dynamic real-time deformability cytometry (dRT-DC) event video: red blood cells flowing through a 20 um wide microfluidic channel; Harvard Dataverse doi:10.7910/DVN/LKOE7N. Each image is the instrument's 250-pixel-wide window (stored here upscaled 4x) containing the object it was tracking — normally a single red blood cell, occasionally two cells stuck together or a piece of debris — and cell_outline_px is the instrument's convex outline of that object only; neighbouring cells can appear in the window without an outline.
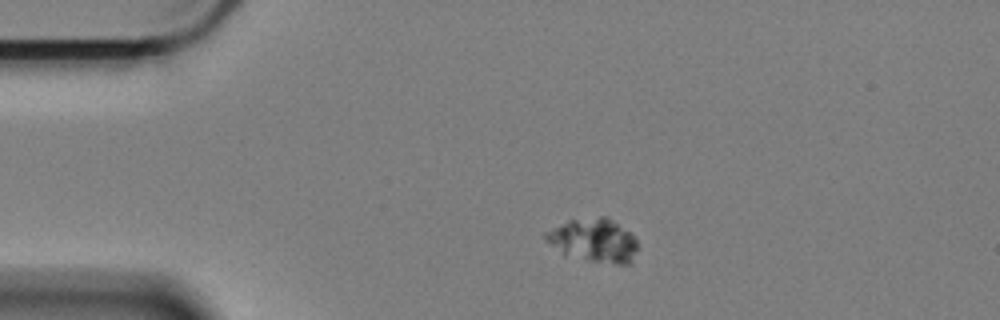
{"species": "Egyptian fruit bat (a non-hibernating species)", "species_latin": "Rousettus aegyptiacus", "temperature_condition": "cold", "stored_images_in_passage": 56, "camera_frame_rate_fps": 3000, "um_per_image_px": 0.085, "animal": {"sex": "female"}, "frame": {"image": 1, "passage_image": 8, "time_ms": 2.333, "image_size_px": [1000, 320], "cell_outline_px": [[640, 248], [632, 264], [616, 264], [588, 260], [564, 256], [544, 240], [544, 232], [568, 220], [600, 216], [608, 216], [628, 232], [636, 240]], "centroid_in_image_um": [50.47, 20.45], "position_along_channel_um": 34.5, "area_um2": 23.76}}
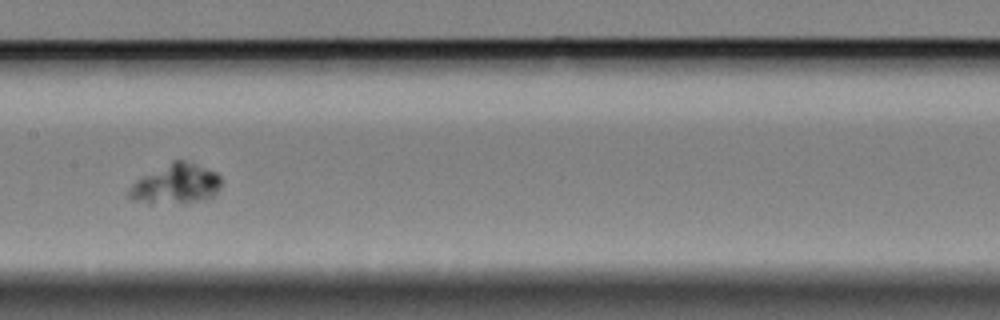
{"frame": {"image": 2, "passage_image": 26, "time_ms": 8.333, "image_size_px": [1000, 320], "cell_outline_px": [[220, 188], [216, 196], [184, 204], [148, 204], [132, 200], [124, 196], [128, 188], [136, 180], [172, 160], [184, 160], [216, 172], [220, 176]], "centroid_in_image_um": [14.9, 15.68], "position_along_channel_um": 192.5, "area_um2": 21.96}}
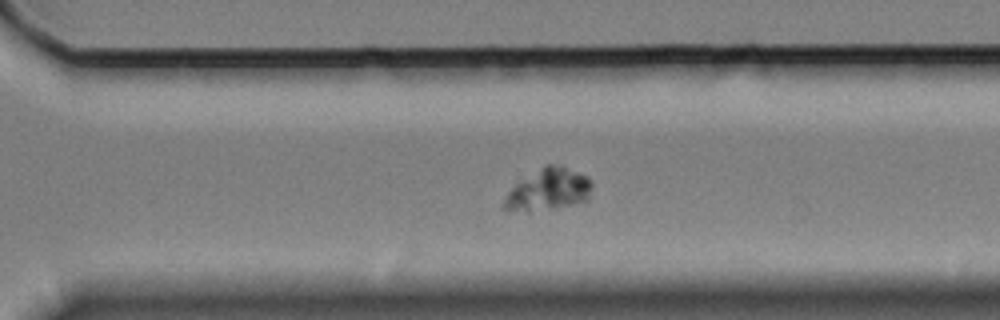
{"frame": {"image": 3, "passage_image": 38, "time_ms": 12.333, "image_size_px": [1000, 320], "cell_outline_px": [[592, 188], [588, 200], [556, 208], [528, 212], [508, 212], [500, 208], [504, 196], [520, 180], [544, 164], [560, 164], [588, 176], [592, 180]], "centroid_in_image_um": [46.57, 16.13], "position_along_channel_um": 324.0, "area_um2": 22.14}}